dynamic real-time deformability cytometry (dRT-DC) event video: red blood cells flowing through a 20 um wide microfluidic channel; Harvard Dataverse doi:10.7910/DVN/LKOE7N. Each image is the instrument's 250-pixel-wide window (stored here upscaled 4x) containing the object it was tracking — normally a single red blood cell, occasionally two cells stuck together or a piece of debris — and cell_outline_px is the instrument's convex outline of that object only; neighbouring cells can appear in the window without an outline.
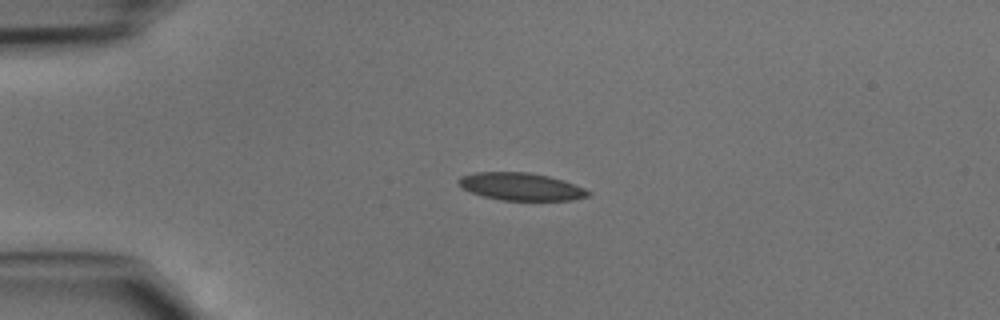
{"species": "common noctule bat (a hibernating species)", "species_latin": "Nyctalus noctula", "temperature_condition": "cold", "stored_images_in_passage": 40, "camera_frame_rate_fps": 3000, "um_per_image_px": 0.085, "animal": {"sex": "male", "body_mass_g": 15.6}, "frame": {"image": 1, "passage_image": 12, "time_ms": 3.667, "image_size_px": [1000, 320], "cell_outline_px": [[592, 192], [588, 196], [572, 200], [500, 200], [484, 196], [472, 192], [464, 188], [456, 180], [460, 176], [476, 172], [528, 172], [548, 176], [564, 180], [584, 188]], "centroid_in_image_um": [44.3, 15.85], "position_along_channel_um": 40.7, "area_um2": 20.69}}